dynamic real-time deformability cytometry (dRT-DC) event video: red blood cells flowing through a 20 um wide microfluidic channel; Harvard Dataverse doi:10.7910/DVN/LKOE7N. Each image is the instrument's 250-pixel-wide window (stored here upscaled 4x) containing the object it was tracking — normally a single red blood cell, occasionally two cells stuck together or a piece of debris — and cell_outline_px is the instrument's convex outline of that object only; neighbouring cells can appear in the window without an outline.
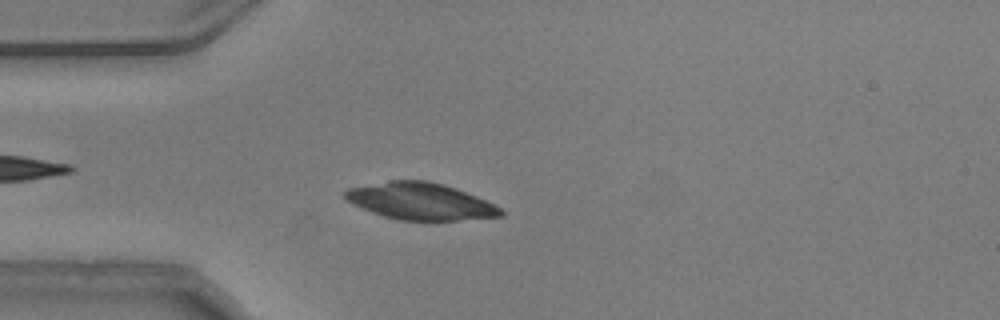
{"species": "common noctule bat (a hibernating species)", "species_latin": "Nyctalus noctula", "temperature_condition": "warm", "stored_images_in_passage": 17, "camera_frame_rate_fps": 3000, "um_per_image_px": 0.085, "animal": {"sex": "male", "body_mass_g": 20.5, "forearm_length_mm": 52.5}, "frame": {"image": 1, "passage_image": 14, "time_ms": 4.333, "image_size_px": [1000, 320], "cell_outline_px": [[504, 216], [456, 220], [400, 220], [384, 216], [372, 212], [352, 204], [344, 196], [344, 192], [348, 188], [392, 180], [428, 180], [444, 184], [456, 188], [496, 204], [504, 212]], "centroid_in_image_um": [35.76, 17.1], "position_along_channel_um": 49.2, "area_um2": 33.35}}